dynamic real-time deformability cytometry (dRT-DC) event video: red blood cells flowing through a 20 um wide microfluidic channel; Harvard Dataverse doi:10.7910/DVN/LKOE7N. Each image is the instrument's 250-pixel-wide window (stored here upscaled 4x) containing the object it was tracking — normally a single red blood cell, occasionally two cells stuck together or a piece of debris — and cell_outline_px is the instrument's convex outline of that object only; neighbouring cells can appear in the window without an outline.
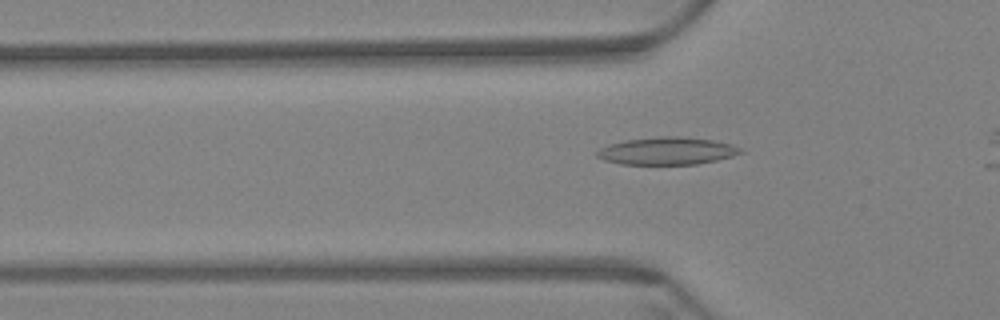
{"species": "Egyptian fruit bat (a non-hibernating species)", "species_latin": "Rousettus aegyptiacus", "temperature_condition": "warm", "stored_images_in_passage": 24, "camera_frame_rate_fps": 3000, "um_per_image_px": 0.085, "animal": {"sex": "female"}, "frame": {"image": 1, "passage_image": 10, "time_ms": 3.0, "image_size_px": [1000, 320], "cell_outline_px": [[744, 152], [732, 156], [716, 160], [696, 164], [620, 164], [604, 160], [596, 156], [596, 152], [600, 148], [608, 144], [624, 140], [656, 136], [680, 136], [712, 140], [732, 144], [740, 148]], "centroid_in_image_um": [56.67, 12.82], "position_along_channel_um": 69.1, "area_um2": 23.06}}
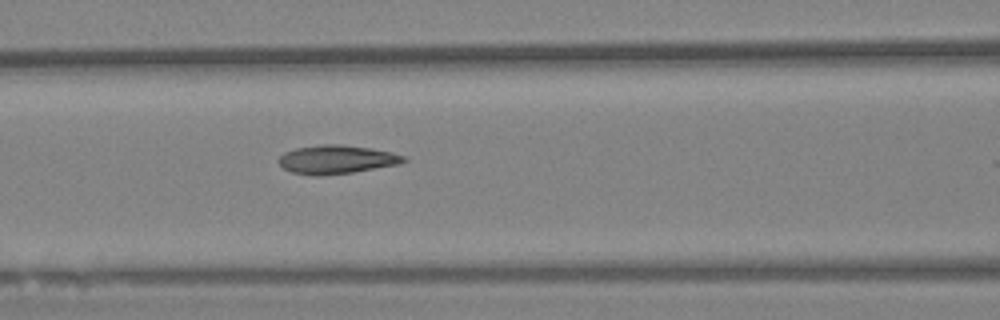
{"frame": {"image": 2, "passage_image": 16, "time_ms": 5.0, "image_size_px": [1000, 320], "cell_outline_px": [[408, 160], [400, 164], [352, 172], [324, 176], [312, 176], [292, 172], [284, 168], [276, 160], [284, 152], [296, 148], [324, 144], [340, 144], [368, 148], [392, 152], [404, 156]], "centroid_in_image_um": [28.59, 13.56], "position_along_channel_um": 138.0, "area_um2": 20.87}}
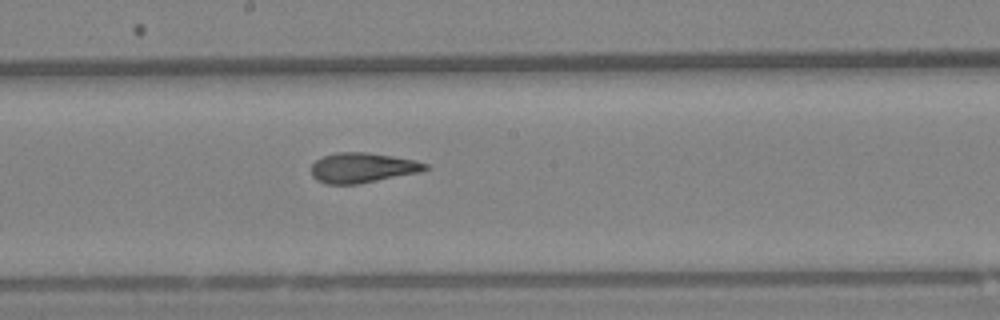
{"frame": {"image": 3, "passage_image": 23, "time_ms": 7.333, "image_size_px": [1000, 320], "cell_outline_px": [[428, 168], [420, 172], [356, 184], [324, 184], [316, 180], [312, 176], [312, 164], [316, 160], [324, 156], [336, 152], [364, 152], [392, 156], [416, 160], [428, 164]], "centroid_in_image_um": [30.79, 14.26], "position_along_channel_um": 217.4, "area_um2": 19.83}}